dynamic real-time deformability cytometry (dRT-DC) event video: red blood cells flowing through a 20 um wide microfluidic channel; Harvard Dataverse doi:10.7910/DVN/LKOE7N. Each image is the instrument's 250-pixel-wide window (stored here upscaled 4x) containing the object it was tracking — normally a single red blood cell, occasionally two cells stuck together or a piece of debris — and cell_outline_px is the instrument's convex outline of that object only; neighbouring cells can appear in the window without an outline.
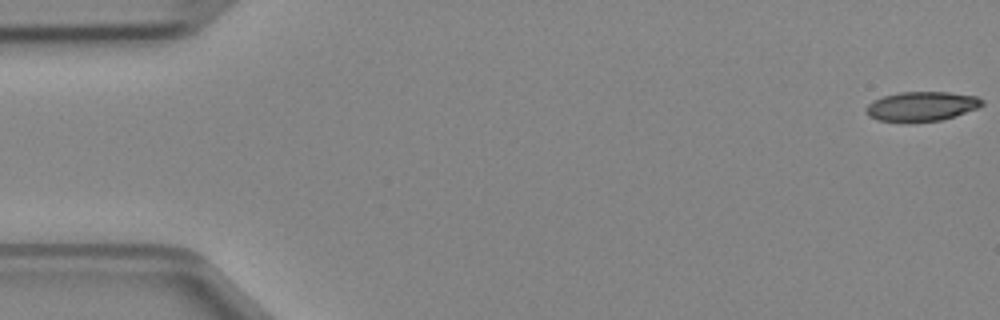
{"species": "Egyptian fruit bat (a non-hibernating species)", "species_latin": "Rousettus aegyptiacus", "temperature_condition": "cold", "stored_images_in_passage": 47, "camera_frame_rate_fps": 3000, "um_per_image_px": 0.085, "animal": {"sex": "female"}, "frame": {"image": 1, "passage_image": 1, "time_ms": 0.0, "image_size_px": [1000, 320], "cell_outline_px": [[984, 104], [976, 108], [956, 116], [940, 120], [908, 124], [880, 120], [868, 116], [864, 112], [864, 108], [872, 100], [884, 96], [900, 92], [948, 92], [976, 96], [984, 100]], "centroid_in_image_um": [78.29, 9.06], "position_along_channel_um": 6.7, "area_um2": 20.4}}
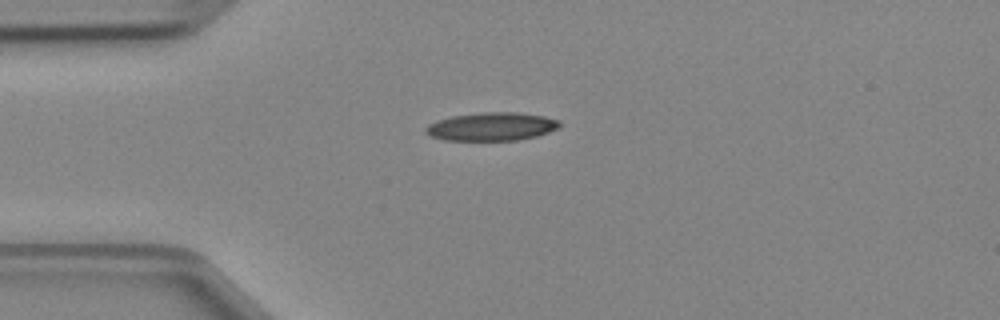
{"frame": {"image": 2, "passage_image": 12, "time_ms": 3.667, "image_size_px": [1000, 320], "cell_outline_px": [[560, 128], [536, 136], [516, 140], [444, 140], [432, 136], [424, 132], [424, 128], [428, 124], [436, 120], [452, 116], [480, 112], [520, 112], [544, 116], [560, 120]], "centroid_in_image_um": [41.79, 10.75], "position_along_channel_um": 43.2, "area_um2": 22.2}}
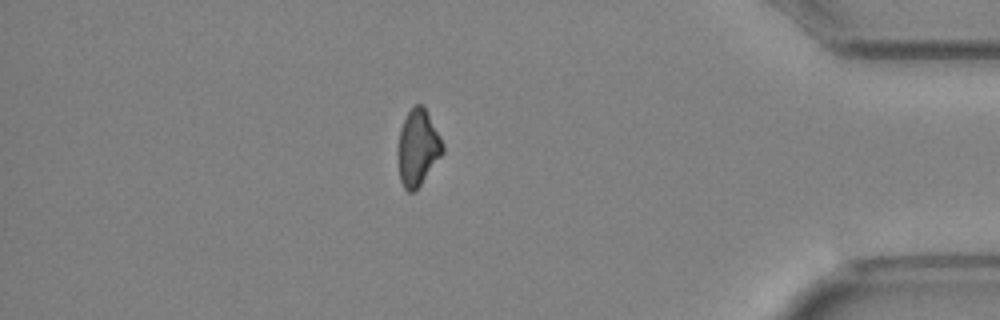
{"frame": {"image": 3, "passage_image": 41, "time_ms": 13.333, "image_size_px": [1000, 320], "cell_outline_px": [[444, 152], [420, 184], [412, 192], [408, 192], [404, 188], [400, 180], [396, 152], [396, 148], [400, 128], [408, 112], [416, 104], [420, 104], [424, 108], [440, 136], [444, 144]], "centroid_in_image_um": [35.48, 12.57], "position_along_channel_um": 399.7, "area_um2": 19.77}}